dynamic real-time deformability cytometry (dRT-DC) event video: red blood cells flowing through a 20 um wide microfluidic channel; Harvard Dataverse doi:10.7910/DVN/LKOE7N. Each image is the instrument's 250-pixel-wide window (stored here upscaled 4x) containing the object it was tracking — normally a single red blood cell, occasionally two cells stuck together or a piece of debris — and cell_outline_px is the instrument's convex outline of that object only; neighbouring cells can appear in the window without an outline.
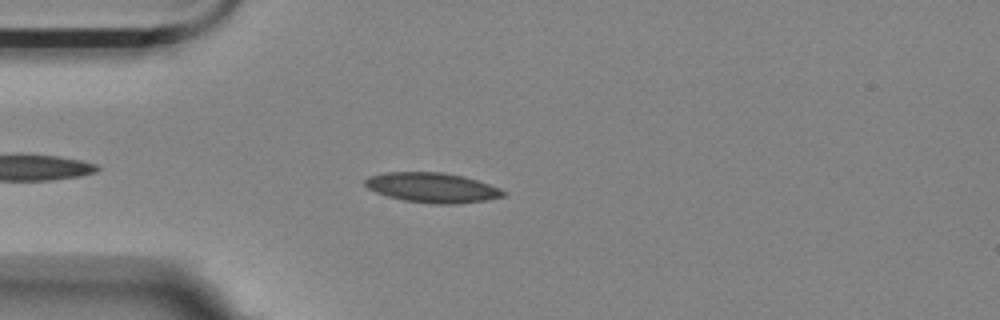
{"species": "Egyptian fruit bat (a non-hibernating species)", "species_latin": "Rousettus aegyptiacus", "temperature_condition": "room temperature", "stored_images_in_passage": 5, "camera_frame_rate_fps": 3000, "um_per_image_px": 0.085, "animal": {"sex": "female"}, "frame": {"image": 1, "passage_image": 3, "time_ms": 2.667, "image_size_px": [1000, 320], "cell_outline_px": [[508, 192], [504, 196], [488, 200], [456, 204], [432, 204], [404, 200], [388, 196], [376, 192], [368, 188], [364, 184], [364, 180], [368, 176], [388, 172], [444, 172], [464, 176], [500, 188]], "centroid_in_image_um": [36.76, 15.95], "position_along_channel_um": 48.2, "area_um2": 24.16}}
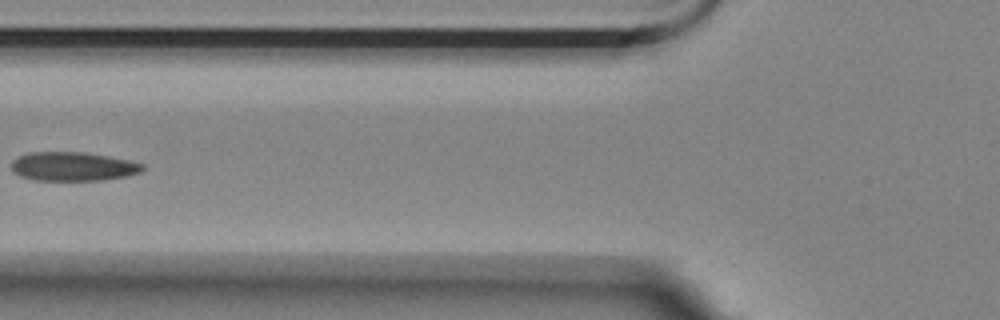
{"frame": {"image": 2, "passage_image": 5, "time_ms": 5.0, "image_size_px": [1000, 320], "cell_outline_px": [[144, 168], [140, 172], [124, 176], [104, 180], [32, 180], [20, 176], [12, 172], [12, 160], [16, 156], [28, 152], [84, 152], [108, 156], [128, 160], [144, 164]], "centroid_in_image_um": [6.14, 14.14], "position_along_channel_um": 119.7, "area_um2": 22.2}}